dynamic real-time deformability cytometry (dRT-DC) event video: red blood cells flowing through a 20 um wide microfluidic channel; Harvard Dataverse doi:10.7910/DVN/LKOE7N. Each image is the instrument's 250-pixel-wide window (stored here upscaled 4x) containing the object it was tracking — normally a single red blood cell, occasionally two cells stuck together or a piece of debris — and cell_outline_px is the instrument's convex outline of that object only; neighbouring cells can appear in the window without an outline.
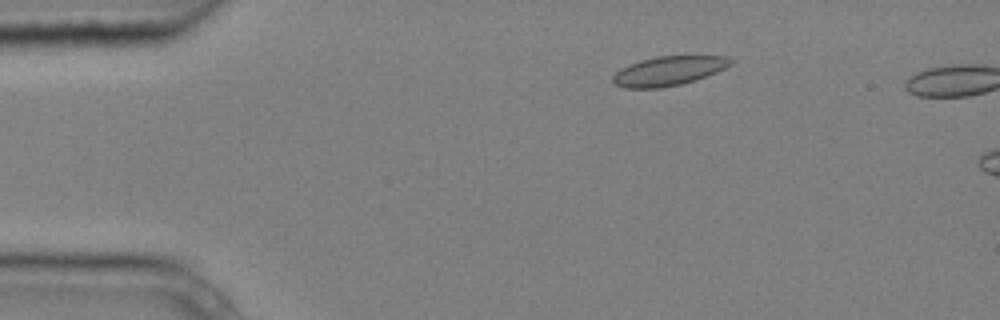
{"species": "common noctule bat (a hibernating species)", "species_latin": "Nyctalus noctula", "temperature_condition": "cold", "stored_images_in_passage": 4, "camera_frame_rate_fps": 3000, "um_per_image_px": 0.085, "animal": {"sex": "male", "body_mass_g": 20.4}, "frame": {"image": 1, "passage_image": 2, "time_ms": 0.333, "image_size_px": [1000, 320], "cell_outline_px": [[732, 64], [716, 72], [696, 80], [680, 84], [660, 88], [624, 88], [612, 84], [612, 76], [620, 68], [628, 64], [640, 60], [656, 56], [728, 56], [732, 60]], "centroid_in_image_um": [56.78, 6.03], "position_along_channel_um": 28.2, "area_um2": 20.23}}